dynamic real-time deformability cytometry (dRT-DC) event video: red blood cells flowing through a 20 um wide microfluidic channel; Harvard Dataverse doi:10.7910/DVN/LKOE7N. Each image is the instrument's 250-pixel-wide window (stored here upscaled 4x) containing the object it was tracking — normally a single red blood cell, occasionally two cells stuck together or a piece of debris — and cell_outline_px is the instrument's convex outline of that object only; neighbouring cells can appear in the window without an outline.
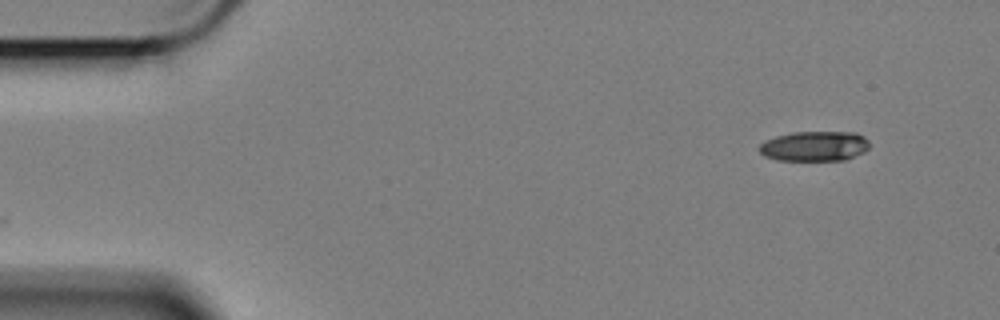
{"species": "Egyptian fruit bat (a non-hibernating species)", "species_latin": "Rousettus aegyptiacus", "temperature_condition": "cold", "stored_images_in_passage": 55, "camera_frame_rate_fps": 3000, "um_per_image_px": 0.085, "animal": {"sex": "female"}, "frame": {"image": 1, "passage_image": 1, "time_ms": 0.0, "image_size_px": [1000, 320], "cell_outline_px": [[868, 148], [864, 152], [844, 160], [776, 160], [764, 156], [760, 152], [760, 144], [764, 140], [776, 136], [792, 132], [856, 132], [864, 136], [868, 140]], "centroid_in_image_um": [69.23, 12.42], "position_along_channel_um": 15.8, "area_um2": 19.31}}
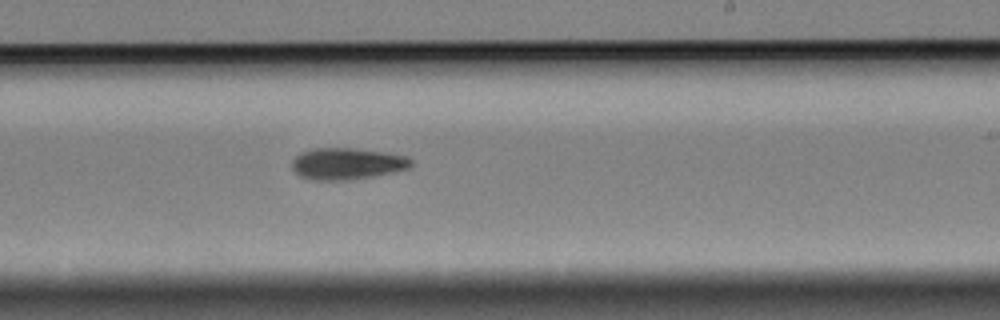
{"frame": {"image": 2, "passage_image": 31, "time_ms": 10.0, "image_size_px": [1000, 320], "cell_outline_px": [[412, 164], [408, 168], [392, 172], [372, 176], [348, 180], [316, 180], [300, 176], [292, 168], [292, 160], [300, 152], [312, 148], [356, 148], [388, 152], [408, 156], [412, 160]], "centroid_in_image_um": [29.5, 13.89], "position_along_channel_um": 259.5, "area_um2": 22.02}}
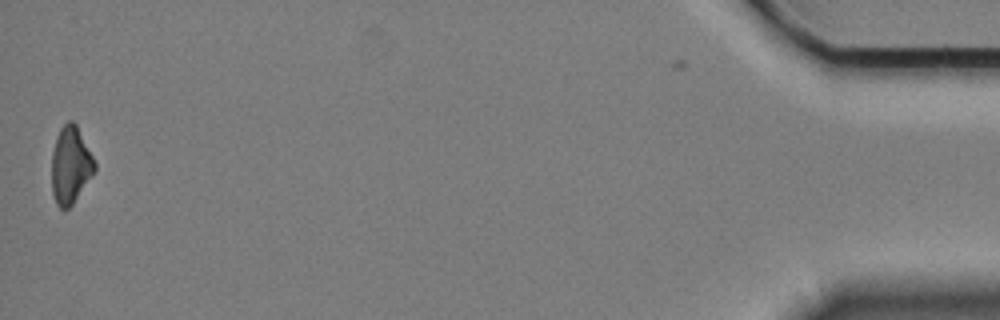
{"frame": {"image": 3, "passage_image": 54, "time_ms": 17.667, "image_size_px": [1000, 320], "cell_outline_px": [[96, 168], [72, 204], [68, 208], [60, 208], [56, 204], [52, 192], [52, 152], [60, 128], [68, 120], [72, 120], [76, 124], [96, 164]], "centroid_in_image_um": [5.97, 14.02], "position_along_channel_um": 429.2, "area_um2": 18.84}, "authors_computed_cell_mechanics": {"area_um2": 20.808, "velocity_mm_per_s": 3.4132, "shape_relaxation_time_tau1_ms": 3.651, "shape_relaxation_time_tau2_ms": null, "deformation_change_tau1": 0.1258, "deformation_change_tau2": null}}